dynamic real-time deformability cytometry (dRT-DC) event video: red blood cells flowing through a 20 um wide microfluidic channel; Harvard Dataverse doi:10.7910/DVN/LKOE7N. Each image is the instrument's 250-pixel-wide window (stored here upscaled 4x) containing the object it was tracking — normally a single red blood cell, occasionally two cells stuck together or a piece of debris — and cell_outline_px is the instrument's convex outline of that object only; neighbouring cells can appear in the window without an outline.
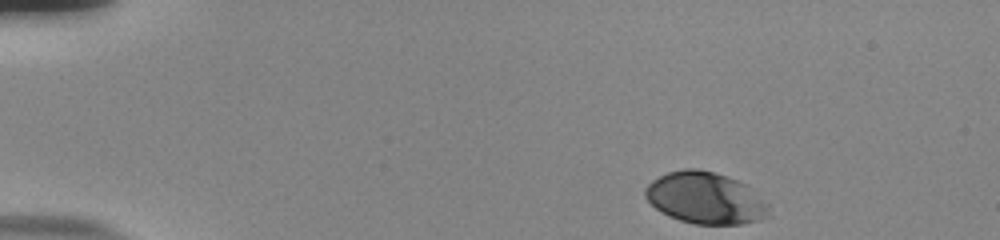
{"species": "human", "species_latin": "Homo sapiens", "temperature_condition": "room temperature", "stored_images_in_passage": 48, "camera_frame_rate_fps": 3000, "um_per_image_px": 0.085, "donor": {"sex": "male"}, "frame": {"image": 1, "passage_image": 1, "time_ms": 0.0, "image_size_px": [1000, 240], "cell_outline_px": [[768, 208], [764, 216], [760, 220], [740, 224], [692, 224], [668, 216], [660, 212], [644, 196], [644, 188], [652, 180], [668, 172], [684, 168], [696, 168], [728, 176], [748, 184], [768, 204]], "centroid_in_image_um": [59.93, 16.82], "position_along_channel_um": 25.1, "area_um2": 37.28}}
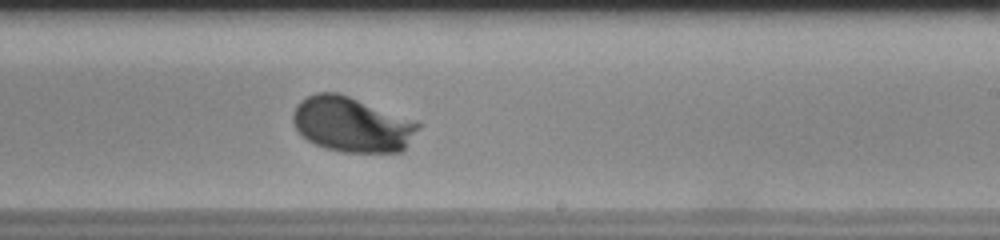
{"frame": {"image": 2, "passage_image": 28, "time_ms": 9.0, "image_size_px": [1000, 240], "cell_outline_px": [[420, 128], [404, 152], [340, 152], [324, 148], [308, 140], [296, 128], [292, 120], [292, 112], [300, 100], [316, 92], [336, 92], [348, 96], [420, 124]], "centroid_in_image_um": [29.88, 10.6], "position_along_channel_um": 259.1, "area_um2": 39.77}}
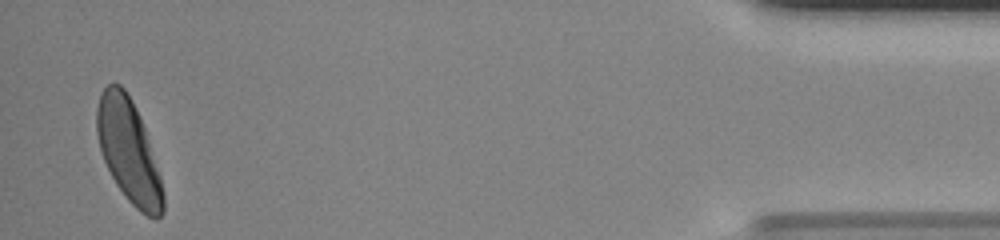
{"frame": {"image": 3, "passage_image": 47, "time_ms": 15.333, "image_size_px": [1000, 240], "cell_outline_px": [[164, 212], [156, 220], [140, 212], [128, 200], [116, 184], [104, 160], [100, 148], [96, 132], [96, 108], [100, 92], [108, 84], [120, 84], [124, 88], [132, 100], [140, 116], [160, 176], [164, 196]], "centroid_in_image_um": [10.92, 12.83], "position_along_channel_um": 424.3, "area_um2": 39.48}, "authors_computed_cell_mechanics": {"area_um2": 38.4659, "velocity_mm_per_s": 3.736, "shape_relaxation_time_tau1_ms": 1.6929, "shape_relaxation_time_tau2_ms": null, "deformation_change_tau1": 0.1337, "deformation_change_tau2": null}}